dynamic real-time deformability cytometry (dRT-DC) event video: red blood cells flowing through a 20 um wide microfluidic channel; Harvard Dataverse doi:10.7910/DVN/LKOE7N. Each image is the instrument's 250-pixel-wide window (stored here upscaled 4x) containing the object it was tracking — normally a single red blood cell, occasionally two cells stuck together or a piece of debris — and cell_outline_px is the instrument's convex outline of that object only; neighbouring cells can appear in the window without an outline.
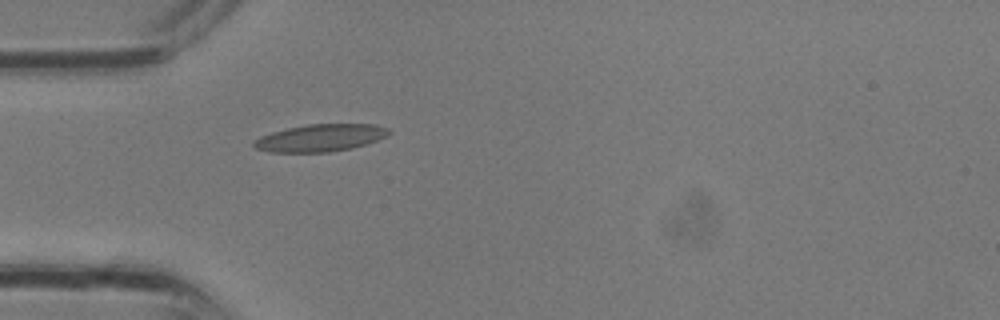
{"species": "common noctule bat (a hibernating species)", "species_latin": "Nyctalus noctula", "temperature_condition": "room temperature", "stored_images_in_passage": 1, "camera_frame_rate_fps": 3000, "um_per_image_px": 0.085, "animal": {"sex": "male", "body_mass_g": 13.3}, "frame": {"image": 1, "passage_image": 1, "time_ms": 0.0, "image_size_px": [1000, 320], "cell_outline_px": [[392, 132], [388, 136], [368, 144], [352, 148], [328, 152], [268, 152], [256, 148], [252, 144], [252, 140], [260, 136], [272, 132], [288, 128], [308, 124], [376, 124], [388, 128]], "centroid_in_image_um": [27.26, 11.72], "position_along_channel_um": 57.7, "area_um2": 21.68}}